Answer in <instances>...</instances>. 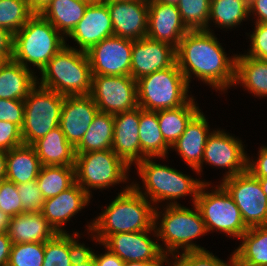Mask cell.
<instances>
[{
  "instance_id": "obj_1",
  "label": "cell",
  "mask_w": 267,
  "mask_h": 266,
  "mask_svg": "<svg viewBox=\"0 0 267 266\" xmlns=\"http://www.w3.org/2000/svg\"><path fill=\"white\" fill-rule=\"evenodd\" d=\"M212 31L189 30L176 49V62L188 85L193 74L224 92L235 83L236 54L227 57Z\"/></svg>"
},
{
  "instance_id": "obj_2",
  "label": "cell",
  "mask_w": 267,
  "mask_h": 266,
  "mask_svg": "<svg viewBox=\"0 0 267 266\" xmlns=\"http://www.w3.org/2000/svg\"><path fill=\"white\" fill-rule=\"evenodd\" d=\"M124 187L87 226L91 238L99 245L112 234L146 231L154 227L155 207L131 184Z\"/></svg>"
},
{
  "instance_id": "obj_3",
  "label": "cell",
  "mask_w": 267,
  "mask_h": 266,
  "mask_svg": "<svg viewBox=\"0 0 267 266\" xmlns=\"http://www.w3.org/2000/svg\"><path fill=\"white\" fill-rule=\"evenodd\" d=\"M162 212L155 206V229L157 238L163 241L160 248L165 256L171 257L184 252L205 251L193 243L194 239L208 233L199 209L193 204V210L179 205H166ZM162 217V218H161ZM161 222H159V221ZM159 222V223H158Z\"/></svg>"
},
{
  "instance_id": "obj_4",
  "label": "cell",
  "mask_w": 267,
  "mask_h": 266,
  "mask_svg": "<svg viewBox=\"0 0 267 266\" xmlns=\"http://www.w3.org/2000/svg\"><path fill=\"white\" fill-rule=\"evenodd\" d=\"M153 159L145 158L136 164L138 175L142 179L145 188L139 187L140 184L137 182L131 183V186L150 201L153 206L155 203L165 200H167V205H179L176 202L177 199L183 198L188 194L189 196L191 195L192 202L195 204L201 186L209 182L197 178L194 179L168 165L156 163Z\"/></svg>"
},
{
  "instance_id": "obj_5",
  "label": "cell",
  "mask_w": 267,
  "mask_h": 266,
  "mask_svg": "<svg viewBox=\"0 0 267 266\" xmlns=\"http://www.w3.org/2000/svg\"><path fill=\"white\" fill-rule=\"evenodd\" d=\"M40 73L37 84L58 94L91 93L93 75L87 54L68 44L55 54Z\"/></svg>"
},
{
  "instance_id": "obj_6",
  "label": "cell",
  "mask_w": 267,
  "mask_h": 266,
  "mask_svg": "<svg viewBox=\"0 0 267 266\" xmlns=\"http://www.w3.org/2000/svg\"><path fill=\"white\" fill-rule=\"evenodd\" d=\"M65 38L41 14H34L27 23L14 34L13 60L25 68L29 63L42 69L66 46Z\"/></svg>"
},
{
  "instance_id": "obj_7",
  "label": "cell",
  "mask_w": 267,
  "mask_h": 266,
  "mask_svg": "<svg viewBox=\"0 0 267 266\" xmlns=\"http://www.w3.org/2000/svg\"><path fill=\"white\" fill-rule=\"evenodd\" d=\"M137 81L138 106L148 111L172 109L191 97L190 88L177 62L171 67L145 75Z\"/></svg>"
},
{
  "instance_id": "obj_8",
  "label": "cell",
  "mask_w": 267,
  "mask_h": 266,
  "mask_svg": "<svg viewBox=\"0 0 267 266\" xmlns=\"http://www.w3.org/2000/svg\"><path fill=\"white\" fill-rule=\"evenodd\" d=\"M75 182L92 197V189L126 183L130 167L112 150L75 153Z\"/></svg>"
},
{
  "instance_id": "obj_9",
  "label": "cell",
  "mask_w": 267,
  "mask_h": 266,
  "mask_svg": "<svg viewBox=\"0 0 267 266\" xmlns=\"http://www.w3.org/2000/svg\"><path fill=\"white\" fill-rule=\"evenodd\" d=\"M210 183H204L195 205L200 211L207 232L221 231L229 237L240 238L247 230L241 212L228 192L219 184L206 192Z\"/></svg>"
},
{
  "instance_id": "obj_10",
  "label": "cell",
  "mask_w": 267,
  "mask_h": 266,
  "mask_svg": "<svg viewBox=\"0 0 267 266\" xmlns=\"http://www.w3.org/2000/svg\"><path fill=\"white\" fill-rule=\"evenodd\" d=\"M38 86V87H37ZM64 95L36 84L24 99V144L32 145L60 124Z\"/></svg>"
},
{
  "instance_id": "obj_11",
  "label": "cell",
  "mask_w": 267,
  "mask_h": 266,
  "mask_svg": "<svg viewBox=\"0 0 267 266\" xmlns=\"http://www.w3.org/2000/svg\"><path fill=\"white\" fill-rule=\"evenodd\" d=\"M221 181L220 185L234 200L248 228L267 225V197L258 178L247 170Z\"/></svg>"
},
{
  "instance_id": "obj_12",
  "label": "cell",
  "mask_w": 267,
  "mask_h": 266,
  "mask_svg": "<svg viewBox=\"0 0 267 266\" xmlns=\"http://www.w3.org/2000/svg\"><path fill=\"white\" fill-rule=\"evenodd\" d=\"M91 97L100 112L117 114L138 106L137 81L131 76L93 75Z\"/></svg>"
},
{
  "instance_id": "obj_13",
  "label": "cell",
  "mask_w": 267,
  "mask_h": 266,
  "mask_svg": "<svg viewBox=\"0 0 267 266\" xmlns=\"http://www.w3.org/2000/svg\"><path fill=\"white\" fill-rule=\"evenodd\" d=\"M210 132L204 149L202 165L197 169V174L201 175L203 172V163L228 168L223 179L246 172L248 156L243 142L221 129H213Z\"/></svg>"
},
{
  "instance_id": "obj_14",
  "label": "cell",
  "mask_w": 267,
  "mask_h": 266,
  "mask_svg": "<svg viewBox=\"0 0 267 266\" xmlns=\"http://www.w3.org/2000/svg\"><path fill=\"white\" fill-rule=\"evenodd\" d=\"M133 40L110 36L87 52L92 75L131 76Z\"/></svg>"
},
{
  "instance_id": "obj_15",
  "label": "cell",
  "mask_w": 267,
  "mask_h": 266,
  "mask_svg": "<svg viewBox=\"0 0 267 266\" xmlns=\"http://www.w3.org/2000/svg\"><path fill=\"white\" fill-rule=\"evenodd\" d=\"M149 233L158 237L154 226L146 231L112 234L102 245L120 257L124 262H160L165 255L160 248V244L151 239L148 235Z\"/></svg>"
},
{
  "instance_id": "obj_16",
  "label": "cell",
  "mask_w": 267,
  "mask_h": 266,
  "mask_svg": "<svg viewBox=\"0 0 267 266\" xmlns=\"http://www.w3.org/2000/svg\"><path fill=\"white\" fill-rule=\"evenodd\" d=\"M106 4L115 36L133 41L146 37L148 0H121Z\"/></svg>"
},
{
  "instance_id": "obj_17",
  "label": "cell",
  "mask_w": 267,
  "mask_h": 266,
  "mask_svg": "<svg viewBox=\"0 0 267 266\" xmlns=\"http://www.w3.org/2000/svg\"><path fill=\"white\" fill-rule=\"evenodd\" d=\"M176 62V49L164 42L144 37L133 41L131 77L135 80L171 67Z\"/></svg>"
},
{
  "instance_id": "obj_18",
  "label": "cell",
  "mask_w": 267,
  "mask_h": 266,
  "mask_svg": "<svg viewBox=\"0 0 267 266\" xmlns=\"http://www.w3.org/2000/svg\"><path fill=\"white\" fill-rule=\"evenodd\" d=\"M98 111L90 94L64 97L59 126L74 148L82 140Z\"/></svg>"
},
{
  "instance_id": "obj_19",
  "label": "cell",
  "mask_w": 267,
  "mask_h": 266,
  "mask_svg": "<svg viewBox=\"0 0 267 266\" xmlns=\"http://www.w3.org/2000/svg\"><path fill=\"white\" fill-rule=\"evenodd\" d=\"M113 35L107 4L99 1L89 3L83 18L67 37L77 43L79 51L87 52L92 46Z\"/></svg>"
},
{
  "instance_id": "obj_20",
  "label": "cell",
  "mask_w": 267,
  "mask_h": 266,
  "mask_svg": "<svg viewBox=\"0 0 267 266\" xmlns=\"http://www.w3.org/2000/svg\"><path fill=\"white\" fill-rule=\"evenodd\" d=\"M114 117L112 150L129 167L144 160L139 139L140 107L120 112Z\"/></svg>"
},
{
  "instance_id": "obj_21",
  "label": "cell",
  "mask_w": 267,
  "mask_h": 266,
  "mask_svg": "<svg viewBox=\"0 0 267 266\" xmlns=\"http://www.w3.org/2000/svg\"><path fill=\"white\" fill-rule=\"evenodd\" d=\"M189 31L175 5L148 2V29L146 37L173 46L180 44Z\"/></svg>"
},
{
  "instance_id": "obj_22",
  "label": "cell",
  "mask_w": 267,
  "mask_h": 266,
  "mask_svg": "<svg viewBox=\"0 0 267 266\" xmlns=\"http://www.w3.org/2000/svg\"><path fill=\"white\" fill-rule=\"evenodd\" d=\"M91 196L75 182L67 190L55 197L44 200L42 215L57 233H66V222L88 206Z\"/></svg>"
},
{
  "instance_id": "obj_23",
  "label": "cell",
  "mask_w": 267,
  "mask_h": 266,
  "mask_svg": "<svg viewBox=\"0 0 267 266\" xmlns=\"http://www.w3.org/2000/svg\"><path fill=\"white\" fill-rule=\"evenodd\" d=\"M200 110L187 124L185 131L172 145L171 149L175 150L178 155L187 163L193 171L202 165L204 149L211 134L207 118Z\"/></svg>"
},
{
  "instance_id": "obj_24",
  "label": "cell",
  "mask_w": 267,
  "mask_h": 266,
  "mask_svg": "<svg viewBox=\"0 0 267 266\" xmlns=\"http://www.w3.org/2000/svg\"><path fill=\"white\" fill-rule=\"evenodd\" d=\"M6 233L12 244L46 242L57 234L41 212L11 217Z\"/></svg>"
},
{
  "instance_id": "obj_25",
  "label": "cell",
  "mask_w": 267,
  "mask_h": 266,
  "mask_svg": "<svg viewBox=\"0 0 267 266\" xmlns=\"http://www.w3.org/2000/svg\"><path fill=\"white\" fill-rule=\"evenodd\" d=\"M32 146L42 166L75 165V148L68 142L60 126L50 130Z\"/></svg>"
},
{
  "instance_id": "obj_26",
  "label": "cell",
  "mask_w": 267,
  "mask_h": 266,
  "mask_svg": "<svg viewBox=\"0 0 267 266\" xmlns=\"http://www.w3.org/2000/svg\"><path fill=\"white\" fill-rule=\"evenodd\" d=\"M13 59L0 66V99L24 100L37 84L38 76Z\"/></svg>"
},
{
  "instance_id": "obj_27",
  "label": "cell",
  "mask_w": 267,
  "mask_h": 266,
  "mask_svg": "<svg viewBox=\"0 0 267 266\" xmlns=\"http://www.w3.org/2000/svg\"><path fill=\"white\" fill-rule=\"evenodd\" d=\"M42 165L32 145L22 144L7 151L6 180L17 184L37 179Z\"/></svg>"
},
{
  "instance_id": "obj_28",
  "label": "cell",
  "mask_w": 267,
  "mask_h": 266,
  "mask_svg": "<svg viewBox=\"0 0 267 266\" xmlns=\"http://www.w3.org/2000/svg\"><path fill=\"white\" fill-rule=\"evenodd\" d=\"M233 252L234 266H267V225L248 228Z\"/></svg>"
},
{
  "instance_id": "obj_29",
  "label": "cell",
  "mask_w": 267,
  "mask_h": 266,
  "mask_svg": "<svg viewBox=\"0 0 267 266\" xmlns=\"http://www.w3.org/2000/svg\"><path fill=\"white\" fill-rule=\"evenodd\" d=\"M242 85L245 90L258 97H267V60L244 54H236L234 85Z\"/></svg>"
},
{
  "instance_id": "obj_30",
  "label": "cell",
  "mask_w": 267,
  "mask_h": 266,
  "mask_svg": "<svg viewBox=\"0 0 267 266\" xmlns=\"http://www.w3.org/2000/svg\"><path fill=\"white\" fill-rule=\"evenodd\" d=\"M87 0H52L41 15L64 37H67L83 18Z\"/></svg>"
},
{
  "instance_id": "obj_31",
  "label": "cell",
  "mask_w": 267,
  "mask_h": 266,
  "mask_svg": "<svg viewBox=\"0 0 267 266\" xmlns=\"http://www.w3.org/2000/svg\"><path fill=\"white\" fill-rule=\"evenodd\" d=\"M197 101L191 97L184 105L156 111L159 127L165 142L172 147L185 131L190 120L200 111Z\"/></svg>"
},
{
  "instance_id": "obj_32",
  "label": "cell",
  "mask_w": 267,
  "mask_h": 266,
  "mask_svg": "<svg viewBox=\"0 0 267 266\" xmlns=\"http://www.w3.org/2000/svg\"><path fill=\"white\" fill-rule=\"evenodd\" d=\"M139 139L141 153L146 158L168 157V149L171 147L163 138L156 111H148L140 107Z\"/></svg>"
},
{
  "instance_id": "obj_33",
  "label": "cell",
  "mask_w": 267,
  "mask_h": 266,
  "mask_svg": "<svg viewBox=\"0 0 267 266\" xmlns=\"http://www.w3.org/2000/svg\"><path fill=\"white\" fill-rule=\"evenodd\" d=\"M113 135V114L98 111L82 140L75 147V153L110 150L112 149Z\"/></svg>"
},
{
  "instance_id": "obj_34",
  "label": "cell",
  "mask_w": 267,
  "mask_h": 266,
  "mask_svg": "<svg viewBox=\"0 0 267 266\" xmlns=\"http://www.w3.org/2000/svg\"><path fill=\"white\" fill-rule=\"evenodd\" d=\"M79 232L57 233L44 242V260L42 266H71L76 256L86 247L78 242Z\"/></svg>"
},
{
  "instance_id": "obj_35",
  "label": "cell",
  "mask_w": 267,
  "mask_h": 266,
  "mask_svg": "<svg viewBox=\"0 0 267 266\" xmlns=\"http://www.w3.org/2000/svg\"><path fill=\"white\" fill-rule=\"evenodd\" d=\"M248 18L249 3L246 0H211L207 31H211L209 25L212 21L218 25L215 27L232 29Z\"/></svg>"
},
{
  "instance_id": "obj_36",
  "label": "cell",
  "mask_w": 267,
  "mask_h": 266,
  "mask_svg": "<svg viewBox=\"0 0 267 266\" xmlns=\"http://www.w3.org/2000/svg\"><path fill=\"white\" fill-rule=\"evenodd\" d=\"M36 182L44 199L55 197L75 183V167L42 166Z\"/></svg>"
},
{
  "instance_id": "obj_37",
  "label": "cell",
  "mask_w": 267,
  "mask_h": 266,
  "mask_svg": "<svg viewBox=\"0 0 267 266\" xmlns=\"http://www.w3.org/2000/svg\"><path fill=\"white\" fill-rule=\"evenodd\" d=\"M34 15L27 0H0V27L17 33Z\"/></svg>"
},
{
  "instance_id": "obj_38",
  "label": "cell",
  "mask_w": 267,
  "mask_h": 266,
  "mask_svg": "<svg viewBox=\"0 0 267 266\" xmlns=\"http://www.w3.org/2000/svg\"><path fill=\"white\" fill-rule=\"evenodd\" d=\"M211 0H180L177 8L189 30H207Z\"/></svg>"
},
{
  "instance_id": "obj_39",
  "label": "cell",
  "mask_w": 267,
  "mask_h": 266,
  "mask_svg": "<svg viewBox=\"0 0 267 266\" xmlns=\"http://www.w3.org/2000/svg\"><path fill=\"white\" fill-rule=\"evenodd\" d=\"M44 242L12 244L7 266H42Z\"/></svg>"
},
{
  "instance_id": "obj_40",
  "label": "cell",
  "mask_w": 267,
  "mask_h": 266,
  "mask_svg": "<svg viewBox=\"0 0 267 266\" xmlns=\"http://www.w3.org/2000/svg\"><path fill=\"white\" fill-rule=\"evenodd\" d=\"M18 195L21 199L22 213H40L43 209L44 198L36 180L17 184Z\"/></svg>"
},
{
  "instance_id": "obj_41",
  "label": "cell",
  "mask_w": 267,
  "mask_h": 266,
  "mask_svg": "<svg viewBox=\"0 0 267 266\" xmlns=\"http://www.w3.org/2000/svg\"><path fill=\"white\" fill-rule=\"evenodd\" d=\"M172 257L176 258L183 266H234L233 253L230 255V263L214 256L209 250L182 252Z\"/></svg>"
},
{
  "instance_id": "obj_42",
  "label": "cell",
  "mask_w": 267,
  "mask_h": 266,
  "mask_svg": "<svg viewBox=\"0 0 267 266\" xmlns=\"http://www.w3.org/2000/svg\"><path fill=\"white\" fill-rule=\"evenodd\" d=\"M0 210L10 218L22 213L16 184L6 179L0 181Z\"/></svg>"
},
{
  "instance_id": "obj_43",
  "label": "cell",
  "mask_w": 267,
  "mask_h": 266,
  "mask_svg": "<svg viewBox=\"0 0 267 266\" xmlns=\"http://www.w3.org/2000/svg\"><path fill=\"white\" fill-rule=\"evenodd\" d=\"M249 39L250 49L245 55L267 60V22L255 23L254 31Z\"/></svg>"
},
{
  "instance_id": "obj_44",
  "label": "cell",
  "mask_w": 267,
  "mask_h": 266,
  "mask_svg": "<svg viewBox=\"0 0 267 266\" xmlns=\"http://www.w3.org/2000/svg\"><path fill=\"white\" fill-rule=\"evenodd\" d=\"M0 121L12 122L22 128L24 100L0 99Z\"/></svg>"
},
{
  "instance_id": "obj_45",
  "label": "cell",
  "mask_w": 267,
  "mask_h": 266,
  "mask_svg": "<svg viewBox=\"0 0 267 266\" xmlns=\"http://www.w3.org/2000/svg\"><path fill=\"white\" fill-rule=\"evenodd\" d=\"M22 144L21 128L15 123L0 121V150L7 152Z\"/></svg>"
},
{
  "instance_id": "obj_46",
  "label": "cell",
  "mask_w": 267,
  "mask_h": 266,
  "mask_svg": "<svg viewBox=\"0 0 267 266\" xmlns=\"http://www.w3.org/2000/svg\"><path fill=\"white\" fill-rule=\"evenodd\" d=\"M247 170L256 178H267V146H261L258 158L248 157Z\"/></svg>"
},
{
  "instance_id": "obj_47",
  "label": "cell",
  "mask_w": 267,
  "mask_h": 266,
  "mask_svg": "<svg viewBox=\"0 0 267 266\" xmlns=\"http://www.w3.org/2000/svg\"><path fill=\"white\" fill-rule=\"evenodd\" d=\"M14 34L8 29L0 27V58L5 61L13 58Z\"/></svg>"
},
{
  "instance_id": "obj_48",
  "label": "cell",
  "mask_w": 267,
  "mask_h": 266,
  "mask_svg": "<svg viewBox=\"0 0 267 266\" xmlns=\"http://www.w3.org/2000/svg\"><path fill=\"white\" fill-rule=\"evenodd\" d=\"M95 258L96 266H123L124 261L116 254L112 253L108 248L104 247L107 252L104 254H98L91 250L89 247H85Z\"/></svg>"
},
{
  "instance_id": "obj_49",
  "label": "cell",
  "mask_w": 267,
  "mask_h": 266,
  "mask_svg": "<svg viewBox=\"0 0 267 266\" xmlns=\"http://www.w3.org/2000/svg\"><path fill=\"white\" fill-rule=\"evenodd\" d=\"M251 15L257 16L254 23L267 22V0H251L249 2V16Z\"/></svg>"
},
{
  "instance_id": "obj_50",
  "label": "cell",
  "mask_w": 267,
  "mask_h": 266,
  "mask_svg": "<svg viewBox=\"0 0 267 266\" xmlns=\"http://www.w3.org/2000/svg\"><path fill=\"white\" fill-rule=\"evenodd\" d=\"M11 240L6 232L0 233V266H7L11 251Z\"/></svg>"
},
{
  "instance_id": "obj_51",
  "label": "cell",
  "mask_w": 267,
  "mask_h": 266,
  "mask_svg": "<svg viewBox=\"0 0 267 266\" xmlns=\"http://www.w3.org/2000/svg\"><path fill=\"white\" fill-rule=\"evenodd\" d=\"M71 266H96L95 258L84 248L73 260Z\"/></svg>"
},
{
  "instance_id": "obj_52",
  "label": "cell",
  "mask_w": 267,
  "mask_h": 266,
  "mask_svg": "<svg viewBox=\"0 0 267 266\" xmlns=\"http://www.w3.org/2000/svg\"><path fill=\"white\" fill-rule=\"evenodd\" d=\"M52 0H27L30 10L34 14H41Z\"/></svg>"
},
{
  "instance_id": "obj_53",
  "label": "cell",
  "mask_w": 267,
  "mask_h": 266,
  "mask_svg": "<svg viewBox=\"0 0 267 266\" xmlns=\"http://www.w3.org/2000/svg\"><path fill=\"white\" fill-rule=\"evenodd\" d=\"M7 152L0 150V181L6 178Z\"/></svg>"
},
{
  "instance_id": "obj_54",
  "label": "cell",
  "mask_w": 267,
  "mask_h": 266,
  "mask_svg": "<svg viewBox=\"0 0 267 266\" xmlns=\"http://www.w3.org/2000/svg\"><path fill=\"white\" fill-rule=\"evenodd\" d=\"M9 220L10 217L0 210V233L7 231Z\"/></svg>"
},
{
  "instance_id": "obj_55",
  "label": "cell",
  "mask_w": 267,
  "mask_h": 266,
  "mask_svg": "<svg viewBox=\"0 0 267 266\" xmlns=\"http://www.w3.org/2000/svg\"><path fill=\"white\" fill-rule=\"evenodd\" d=\"M159 262L127 261L123 266H157Z\"/></svg>"
},
{
  "instance_id": "obj_56",
  "label": "cell",
  "mask_w": 267,
  "mask_h": 266,
  "mask_svg": "<svg viewBox=\"0 0 267 266\" xmlns=\"http://www.w3.org/2000/svg\"><path fill=\"white\" fill-rule=\"evenodd\" d=\"M169 256H165L157 266H164L163 264H167V266H183L176 258H173V259H169L168 258ZM170 260H173V261H170ZM171 263V264H170Z\"/></svg>"
},
{
  "instance_id": "obj_57",
  "label": "cell",
  "mask_w": 267,
  "mask_h": 266,
  "mask_svg": "<svg viewBox=\"0 0 267 266\" xmlns=\"http://www.w3.org/2000/svg\"><path fill=\"white\" fill-rule=\"evenodd\" d=\"M180 0H148V2L164 3L177 6Z\"/></svg>"
},
{
  "instance_id": "obj_58",
  "label": "cell",
  "mask_w": 267,
  "mask_h": 266,
  "mask_svg": "<svg viewBox=\"0 0 267 266\" xmlns=\"http://www.w3.org/2000/svg\"><path fill=\"white\" fill-rule=\"evenodd\" d=\"M262 191L265 193V196L267 197V178H258Z\"/></svg>"
},
{
  "instance_id": "obj_59",
  "label": "cell",
  "mask_w": 267,
  "mask_h": 266,
  "mask_svg": "<svg viewBox=\"0 0 267 266\" xmlns=\"http://www.w3.org/2000/svg\"><path fill=\"white\" fill-rule=\"evenodd\" d=\"M101 2L107 3V2H113V1H121V0H100ZM123 1V0H122Z\"/></svg>"
},
{
  "instance_id": "obj_60",
  "label": "cell",
  "mask_w": 267,
  "mask_h": 266,
  "mask_svg": "<svg viewBox=\"0 0 267 266\" xmlns=\"http://www.w3.org/2000/svg\"><path fill=\"white\" fill-rule=\"evenodd\" d=\"M89 2H99L100 0H87Z\"/></svg>"
},
{
  "instance_id": "obj_61",
  "label": "cell",
  "mask_w": 267,
  "mask_h": 266,
  "mask_svg": "<svg viewBox=\"0 0 267 266\" xmlns=\"http://www.w3.org/2000/svg\"><path fill=\"white\" fill-rule=\"evenodd\" d=\"M5 60L0 58V66L2 65V63L4 62Z\"/></svg>"
}]
</instances>
